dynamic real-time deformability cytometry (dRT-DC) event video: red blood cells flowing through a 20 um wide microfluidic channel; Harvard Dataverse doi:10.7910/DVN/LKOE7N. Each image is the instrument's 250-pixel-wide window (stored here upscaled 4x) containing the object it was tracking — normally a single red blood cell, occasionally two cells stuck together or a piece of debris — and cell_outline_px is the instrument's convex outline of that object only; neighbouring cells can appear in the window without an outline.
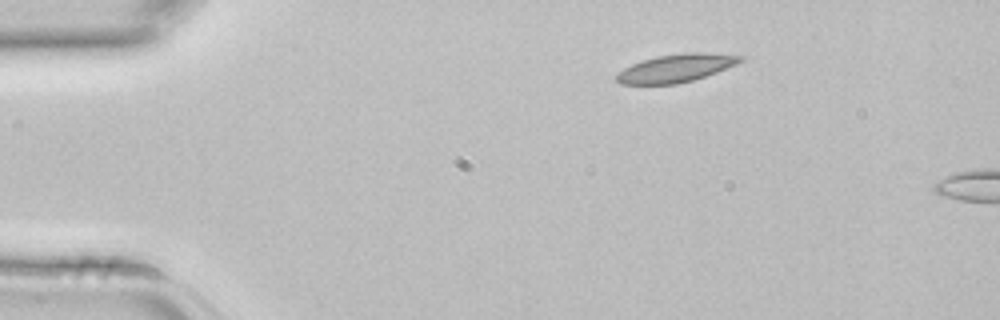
{"species": "common noctule bat (a hibernating species)", "species_latin": "Nyctalus noctula", "temperature_condition": "room temperature", "stored_images_in_passage": 2, "camera_frame_rate_fps": 3000, "um_per_image_px": 0.085, "animal": {"sex": "female", "body_mass_g": 22.7, "forearm_length_mm": 54.2}, "frame": {"image": 1, "passage_image": 1, "time_ms": 0.0, "image_size_px": [1000, 320], "cell_outline_px": [[744, 60], [736, 64], [716, 72], [692, 80], [676, 84], [620, 84], [616, 80], [616, 76], [624, 68], [632, 64], [656, 56], [684, 52], [708, 52], [744, 56]], "centroid_in_image_um": [57.48, 5.78], "position_along_channel_um": 27.5, "area_um2": 20.06}}